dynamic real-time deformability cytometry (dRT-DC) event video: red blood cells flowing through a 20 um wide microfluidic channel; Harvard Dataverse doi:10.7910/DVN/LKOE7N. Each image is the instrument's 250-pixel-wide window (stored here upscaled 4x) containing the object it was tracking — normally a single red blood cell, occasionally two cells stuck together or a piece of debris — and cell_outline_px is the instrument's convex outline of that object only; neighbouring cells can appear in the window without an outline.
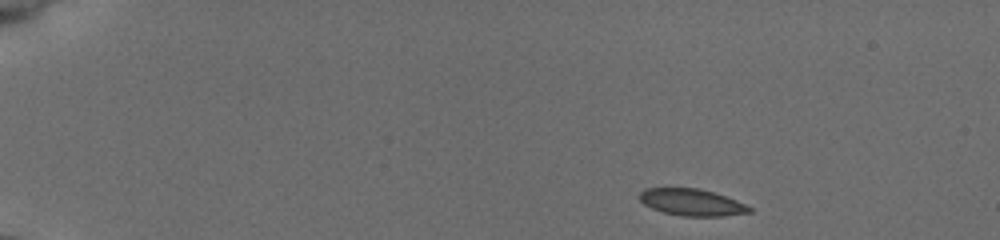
{"species": "common noctule bat (a hibernating species)", "species_latin": "Nyctalus noctula", "temperature_condition": "cold", "stored_images_in_passage": 46, "camera_frame_rate_fps": 3000, "um_per_image_px": 0.085, "animal": {"sex": "female", "body_mass_g": 19.5, "forearm_length_mm": 54.1}, "frame": {"image": 1, "passage_image": 1, "time_ms": 0.0, "image_size_px": [1000, 240], "cell_outline_px": [[752, 212], [724, 216], [684, 216], [664, 212], [652, 208], [644, 204], [636, 196], [644, 188], [700, 188], [736, 200], [752, 208]], "centroid_in_image_um": [58.77, 17.19], "position_along_channel_um": 26.2, "area_um2": 17.11}}
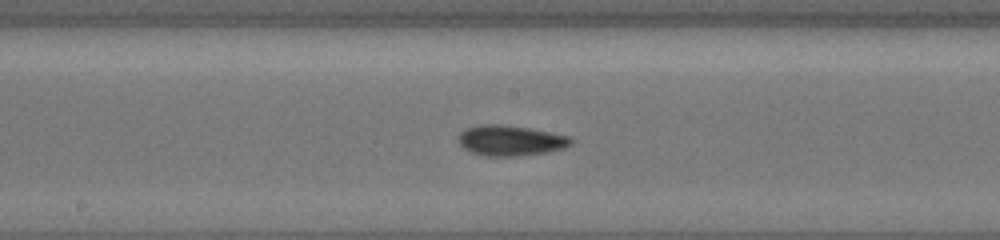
{"frame": {"image": 2, "passage_image": 23, "time_ms": 7.333, "image_size_px": [1000, 240], "cell_outline_px": [[572, 144], [564, 148], [548, 152], [520, 156], [488, 156], [472, 152], [464, 148], [456, 140], [460, 132], [468, 128], [480, 124], [500, 124], [528, 128], [572, 136]], "centroid_in_image_um": [43.41, 11.94], "position_along_channel_um": 204.8, "area_um2": 20.06}}
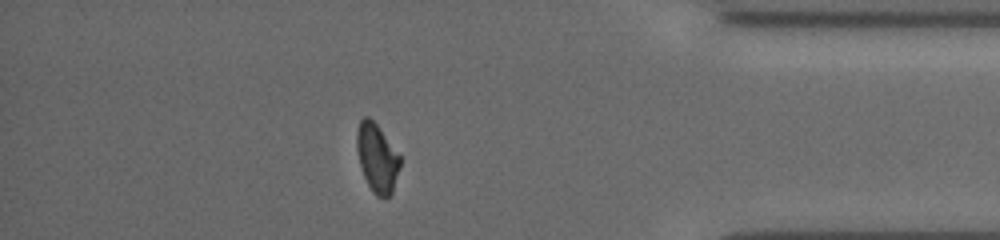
{"frame": {"image": 3, "passage_image": 40, "time_ms": 13.0, "image_size_px": [1000, 240], "cell_outline_px": [[400, 164], [392, 192], [388, 196], [376, 196], [372, 192], [364, 176], [360, 164], [356, 148], [356, 132], [360, 120], [364, 116], [368, 116], [376, 124], [400, 156]], "centroid_in_image_um": [32.02, 13.41], "position_along_channel_um": 403.2, "area_um2": 16.94}, "authors_computed_cell_mechanics": {"area_um2": 18.3804, "velocity_mm_per_s": 3.9358, "shape_relaxation_time_tau1_ms": 4.8053, "shape_relaxation_time_tau2_ms": 3.4068, "deformation_change_tau1": 0.1141, "deformation_change_tau2": 0.0598}}